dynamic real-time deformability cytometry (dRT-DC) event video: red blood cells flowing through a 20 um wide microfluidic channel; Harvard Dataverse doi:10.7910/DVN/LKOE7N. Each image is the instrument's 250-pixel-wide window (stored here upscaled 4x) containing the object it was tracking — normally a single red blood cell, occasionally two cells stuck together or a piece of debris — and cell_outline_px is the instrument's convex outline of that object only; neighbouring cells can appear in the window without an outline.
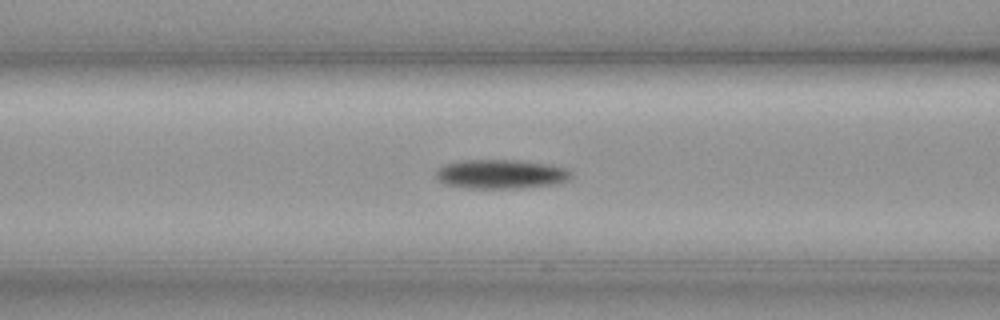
{"species": "common noctule bat (a hibernating species)", "species_latin": "Nyctalus noctula", "temperature_condition": "cold", "stored_images_in_passage": 52, "camera_frame_rate_fps": 3000, "um_per_image_px": 0.085, "animal": {"sex": "female", "body_mass_g": 19.3, "forearm_length_mm": 54.1}, "frame": {"image": 1, "passage_image": 23, "time_ms": 7.333, "image_size_px": [1000, 320], "cell_outline_px": [[572, 176], [568, 180], [556, 184], [516, 188], [468, 188], [444, 184], [436, 176], [436, 172], [444, 164], [468, 160], [516, 160], [548, 164], [568, 168], [572, 172]], "centroid_in_image_um": [42.62, 14.8], "position_along_channel_um": 124.0, "area_um2": 22.89}}
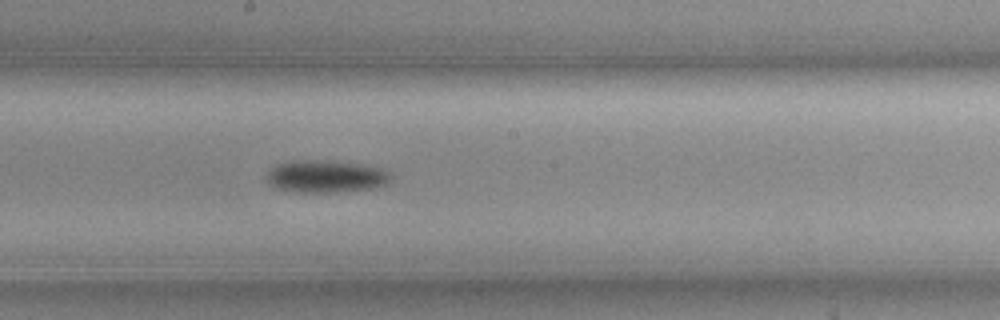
{"frame": {"image": 2, "passage_image": 31, "time_ms": 10.0, "image_size_px": [1000, 320], "cell_outline_px": [[392, 176], [388, 184], [376, 188], [336, 192], [296, 192], [272, 188], [268, 184], [268, 172], [276, 164], [292, 160], [316, 160], [360, 164], [380, 168], [388, 172]], "centroid_in_image_um": [27.68, 15.01], "position_along_channel_um": 220.5, "area_um2": 23.52}}
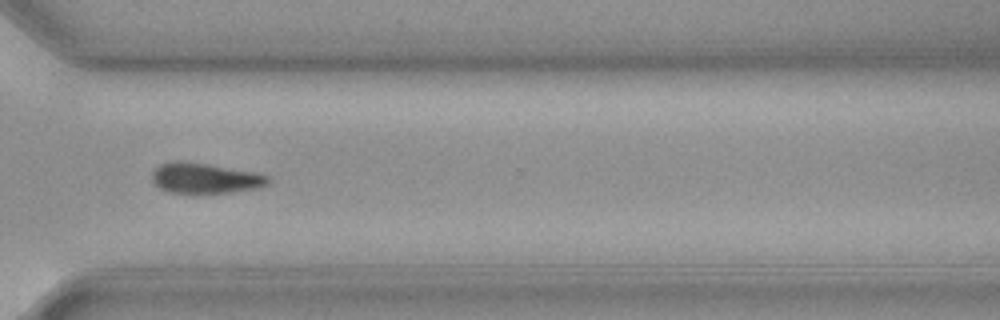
{"frame": {"image": 3, "passage_image": 42, "time_ms": 13.667, "image_size_px": [1000, 320], "cell_outline_px": [[268, 184], [260, 188], [228, 192], [168, 192], [160, 188], [152, 180], [152, 172], [160, 164], [172, 160], [180, 160], [208, 164], [256, 172], [268, 176]], "centroid_in_image_um": [17.42, 15.12], "position_along_channel_um": 353.2, "area_um2": 20.4}, "authors_computed_cell_mechanics": {"area_um2": 20.6635, "velocity_mm_per_s": 3.6194, "shape_relaxation_time_tau1_ms": 5.1282, "shape_relaxation_time_tau2_ms": null, "deformation_change_tau1": 0.1294, "deformation_change_tau2": null}}